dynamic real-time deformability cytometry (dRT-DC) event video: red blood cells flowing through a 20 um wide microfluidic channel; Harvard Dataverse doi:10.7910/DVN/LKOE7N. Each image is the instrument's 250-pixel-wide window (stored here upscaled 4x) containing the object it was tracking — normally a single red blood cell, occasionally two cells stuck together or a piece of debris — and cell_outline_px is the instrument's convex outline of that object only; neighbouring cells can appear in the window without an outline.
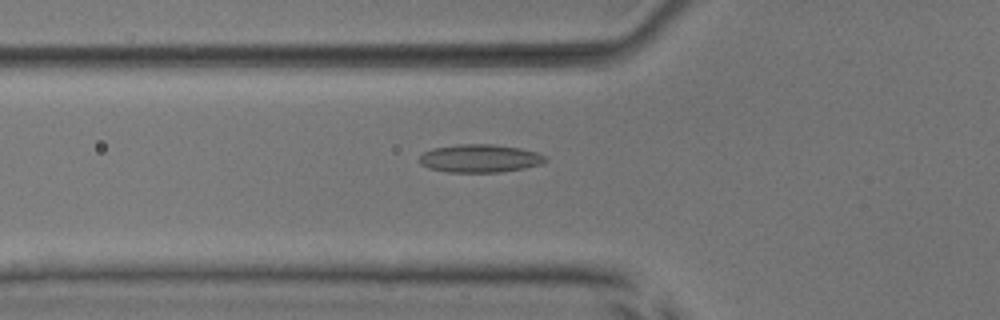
{"species": "common noctule bat (a hibernating species)", "species_latin": "Nyctalus noctula", "temperature_condition": "room temperature", "stored_images_in_passage": 52, "camera_frame_rate_fps": 3000, "um_per_image_px": 0.085, "animal": {"sex": "male", "body_mass_g": 17.9, "forearm_length_mm": 54.2}, "frame": {"image": 1, "passage_image": 19, "time_ms": 6.0, "image_size_px": [1000, 320], "cell_outline_px": [[548, 160], [540, 164], [524, 168], [500, 172], [448, 172], [428, 168], [420, 164], [416, 160], [424, 152], [432, 148], [456, 144], [492, 144], [520, 148], [536, 152], [548, 156]], "centroid_in_image_um": [40.76, 13.46], "position_along_channel_um": 85.0, "area_um2": 20.81}}
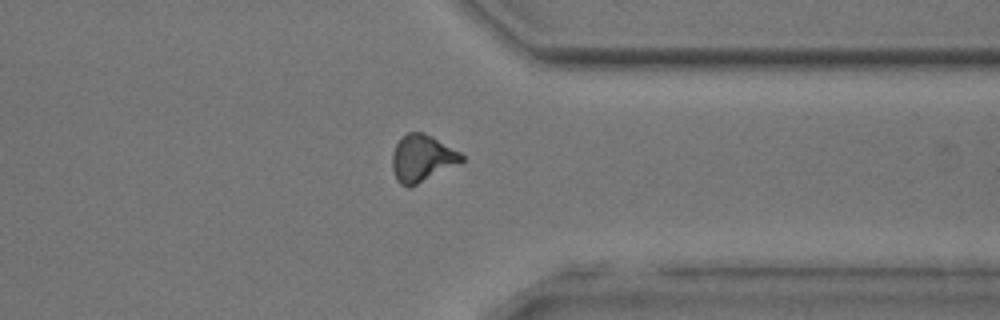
{"frame": {"image": 2, "passage_image": 41, "time_ms": 13.333, "image_size_px": [1000, 320], "cell_outline_px": [[464, 160], [408, 188], [400, 184], [396, 180], [392, 168], [392, 152], [396, 144], [408, 132], [424, 132], [432, 136], [460, 152], [464, 156]], "centroid_in_image_um": [35.84, 13.44], "position_along_channel_um": 375.6, "area_um2": 18.61}}
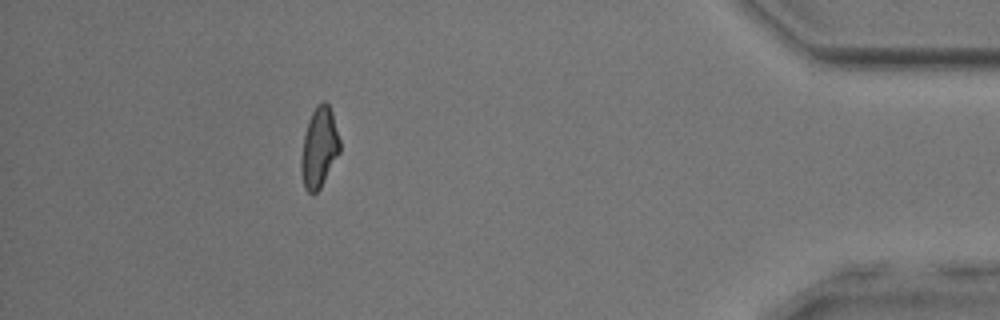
{"frame": {"image": 3, "passage_image": 47, "time_ms": 15.333, "image_size_px": [1000, 320], "cell_outline_px": [[340, 152], [320, 188], [316, 192], [308, 192], [304, 188], [300, 168], [300, 160], [304, 136], [308, 120], [316, 104], [320, 100], [324, 100], [328, 104], [332, 112], [340, 140]], "centroid_in_image_um": [27.12, 12.51], "position_along_channel_um": 408.1, "area_um2": 18.15}, "authors_computed_cell_mechanics": {"area_um2": 18.9006, "velocity_mm_per_s": 3.9939, "shape_relaxation_time_tau1_ms": 5.9663, "shape_relaxation_time_tau2_ms": 1.9111, "deformation_change_tau1": 0.1428, "deformation_change_tau2": 0.0919}}